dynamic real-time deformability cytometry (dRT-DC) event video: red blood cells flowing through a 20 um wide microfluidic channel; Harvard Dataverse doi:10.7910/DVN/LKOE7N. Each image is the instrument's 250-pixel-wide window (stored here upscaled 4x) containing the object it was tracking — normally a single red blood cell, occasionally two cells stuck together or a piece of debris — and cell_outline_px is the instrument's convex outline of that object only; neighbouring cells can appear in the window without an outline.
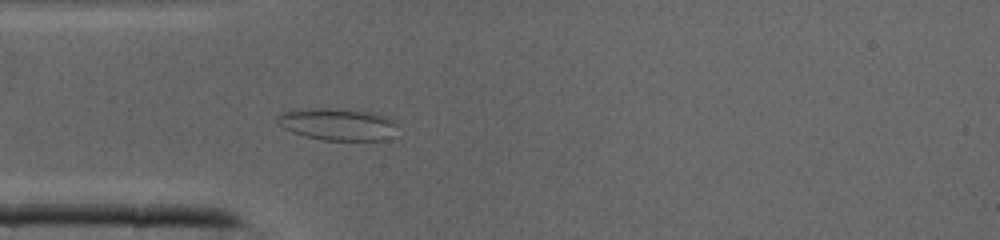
{"species": "common noctule bat (a hibernating species)", "species_latin": "Nyctalus noctula", "temperature_condition": "cold", "stored_images_in_passage": 33, "camera_frame_rate_fps": 3000, "um_per_image_px": 0.085, "animal": {"sex": "male", "body_mass_g": 19.0, "forearm_length_mm": 50.8}, "frame": {"image": 1, "passage_image": 2, "time_ms": 0.333, "image_size_px": [1000, 240], "cell_outline_px": [[396, 124], [388, 140], [324, 140], [292, 132], [276, 124], [276, 116], [280, 112], [296, 108], [340, 108], [372, 112], [384, 116], [392, 120]], "centroid_in_image_um": [28.6, 10.53], "position_along_channel_um": 56.4, "area_um2": 22.6}}
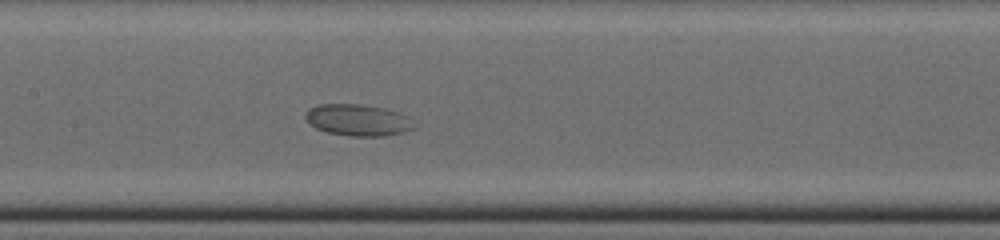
{"frame": {"image": 2, "passage_image": 10, "time_ms": 3.0, "image_size_px": [1000, 240], "cell_outline_px": [[416, 128], [404, 132], [388, 136], [348, 136], [328, 132], [316, 128], [304, 116], [304, 112], [308, 108], [320, 104], [360, 104], [384, 108], [408, 116]], "centroid_in_image_um": [30.42, 10.21], "position_along_channel_um": 177.0, "area_um2": 20.0}}
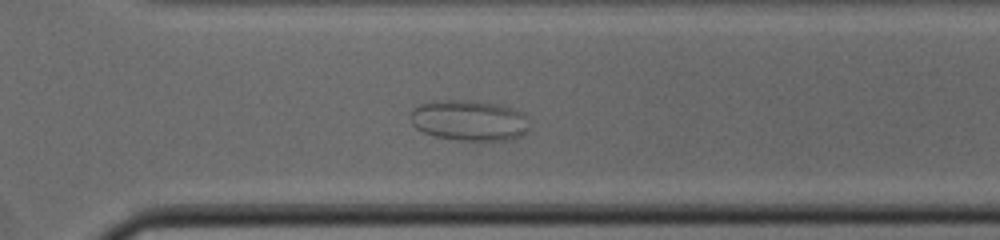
{"frame": {"image": 3, "passage_image": 20, "time_ms": 6.333, "image_size_px": [1000, 240], "cell_outline_px": [[528, 128], [516, 140], [488, 144], [432, 136], [416, 128], [412, 124], [412, 108], [420, 104], [436, 100], [476, 100], [496, 104], [512, 108], [524, 112]], "centroid_in_image_um": [39.92, 10.28], "position_along_channel_um": 330.7, "area_um2": 29.07}}